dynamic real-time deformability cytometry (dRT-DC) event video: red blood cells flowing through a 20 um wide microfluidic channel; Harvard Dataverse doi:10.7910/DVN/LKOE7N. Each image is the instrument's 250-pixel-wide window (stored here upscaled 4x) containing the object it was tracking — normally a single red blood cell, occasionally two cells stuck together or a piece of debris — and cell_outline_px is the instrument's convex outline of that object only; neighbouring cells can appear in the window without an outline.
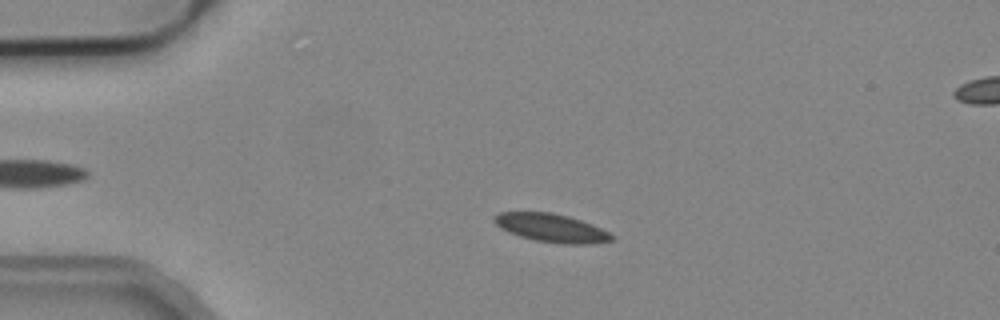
{"species": "common noctule bat (a hibernating species)", "species_latin": "Nyctalus noctula", "temperature_condition": "cold", "stored_images_in_passage": 5, "segment_of_instrument_passage": [1, 2], "camera_frame_rate_fps": 3000, "um_per_image_px": 0.085, "animal": {"sex": "male", "body_mass_g": 19.2, "forearm_length_mm": 51.8}, "frame": {"image": 1, "passage_image": 3, "time_ms": 0.667, "image_size_px": [1000, 320], "cell_outline_px": [[612, 240], [588, 244], [564, 244], [536, 240], [520, 236], [508, 232], [500, 228], [492, 220], [492, 216], [500, 212], [552, 212], [568, 216], [592, 224], [608, 232], [612, 236]], "centroid_in_image_um": [46.81, 19.36], "position_along_channel_um": 38.2, "area_um2": 19.25}}